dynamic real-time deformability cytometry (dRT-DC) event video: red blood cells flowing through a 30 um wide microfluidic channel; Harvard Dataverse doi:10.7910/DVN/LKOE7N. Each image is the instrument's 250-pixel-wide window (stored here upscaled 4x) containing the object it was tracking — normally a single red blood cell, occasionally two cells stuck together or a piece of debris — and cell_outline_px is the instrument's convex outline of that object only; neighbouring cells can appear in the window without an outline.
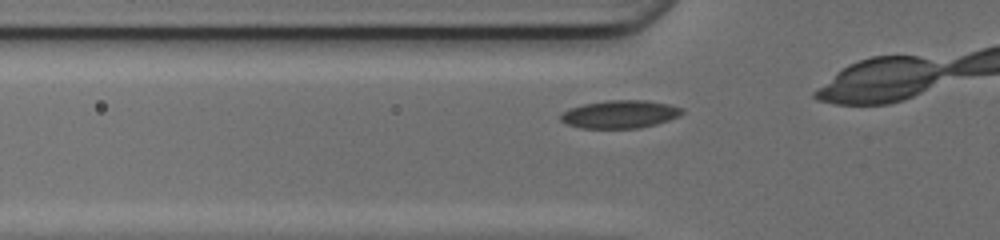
{"species": "common noctule bat (a hibernating species)", "species_latin": "Nyctalus noctula", "temperature_condition": "cold", "stored_images_in_passage": 26, "camera_frame_rate_fps": 3000, "um_per_image_px": 0.085, "animal": {"sex": "female", "body_mass_g": 17.0, "forearm_length_mm": 48.0}, "frame": {"image": 1, "passage_image": 4, "time_ms": 1.0, "image_size_px": [1000, 240], "cell_outline_px": [[684, 112], [668, 120], [656, 124], [640, 128], [580, 128], [568, 124], [560, 120], [560, 112], [568, 108], [584, 104], [608, 100], [644, 100], [668, 104], [684, 108]], "centroid_in_image_um": [52.66, 9.71], "position_along_channel_um": 73.1, "area_um2": 19.77}}
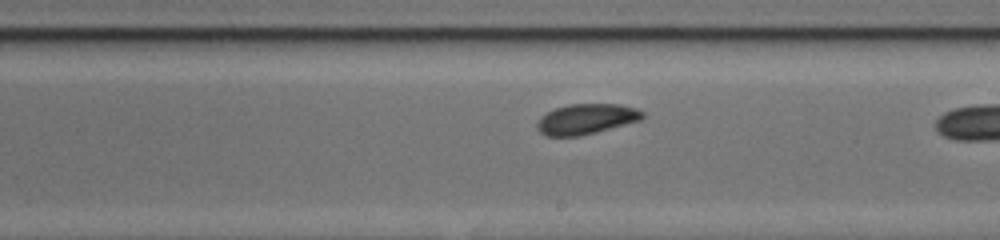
{"frame": {"image": 2, "passage_image": 16, "time_ms": 5.0, "image_size_px": [1000, 240], "cell_outline_px": [[644, 116], [640, 120], [596, 132], [580, 136], [548, 136], [540, 132], [536, 128], [536, 124], [540, 116], [556, 108], [568, 104], [620, 104], [636, 108], [644, 112]], "centroid_in_image_um": [49.82, 10.11], "position_along_channel_um": 239.2, "area_um2": 18.61}}
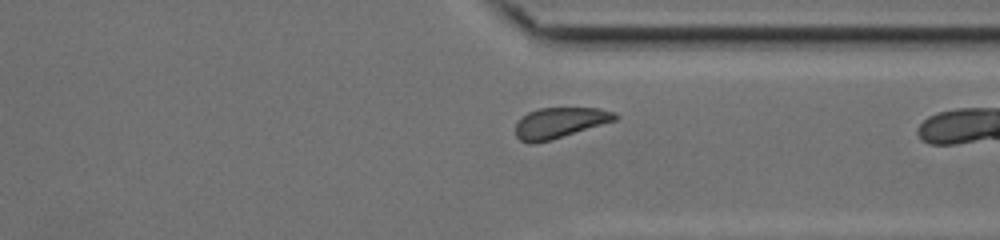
{"frame": {"image": 3, "passage_image": 25, "time_ms": 8.0, "image_size_px": [1000, 240], "cell_outline_px": [[620, 116], [616, 120], [536, 144], [528, 144], [520, 140], [516, 136], [516, 124], [528, 112], [540, 108], [600, 108], [616, 112]], "centroid_in_image_um": [47.59, 10.43], "position_along_channel_um": 363.8, "area_um2": 17.63}}